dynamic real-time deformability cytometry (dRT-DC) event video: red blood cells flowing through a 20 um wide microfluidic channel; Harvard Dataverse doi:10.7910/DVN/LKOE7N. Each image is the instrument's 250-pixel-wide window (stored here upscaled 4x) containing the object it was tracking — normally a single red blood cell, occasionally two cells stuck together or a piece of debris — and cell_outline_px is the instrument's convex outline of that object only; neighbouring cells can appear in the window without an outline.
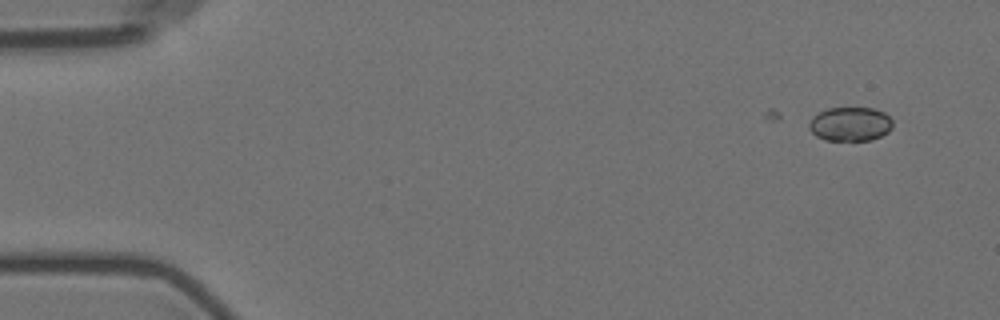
{"species": "Egyptian fruit bat (a non-hibernating species)", "species_latin": "Rousettus aegyptiacus", "temperature_condition": "room temperature", "stored_images_in_passage": 5, "camera_frame_rate_fps": 3000, "um_per_image_px": 0.085, "animal": {"sex": "female"}, "frame": {"image": 1, "passage_image": 1, "time_ms": 0.0, "image_size_px": [1000, 320], "cell_outline_px": [[892, 128], [888, 132], [872, 140], [824, 140], [816, 136], [808, 128], [808, 124], [812, 116], [828, 108], [872, 108], [884, 112], [892, 120]], "centroid_in_image_um": [72.25, 10.55], "position_along_channel_um": 12.7, "area_um2": 16.65}}